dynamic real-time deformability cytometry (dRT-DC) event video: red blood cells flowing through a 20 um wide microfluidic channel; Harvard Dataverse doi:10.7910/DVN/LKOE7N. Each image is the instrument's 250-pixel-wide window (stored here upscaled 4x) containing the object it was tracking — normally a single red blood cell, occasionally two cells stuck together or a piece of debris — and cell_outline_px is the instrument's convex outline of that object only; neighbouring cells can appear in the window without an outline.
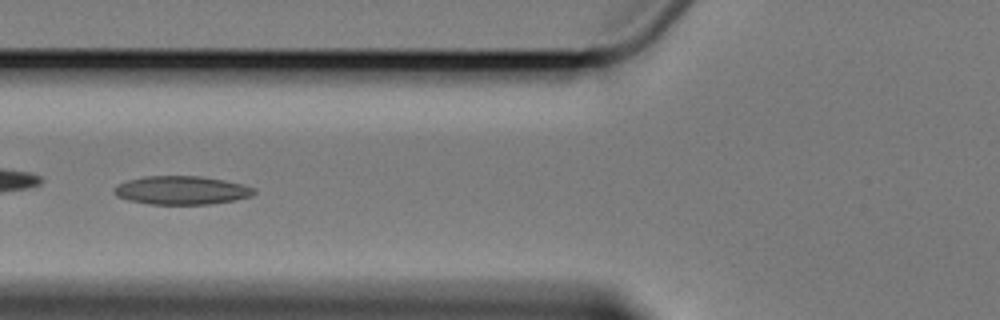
{"species": "Egyptian fruit bat (a non-hibernating species)", "species_latin": "Rousettus aegyptiacus", "temperature_condition": "cold", "stored_images_in_passage": 12, "camera_frame_rate_fps": 3000, "um_per_image_px": 0.085, "animal": {"sex": "female"}, "frame": {"image": 1, "passage_image": 7, "time_ms": 8.0, "image_size_px": [1000, 320], "cell_outline_px": [[256, 192], [252, 196], [236, 200], [208, 204], [148, 204], [128, 200], [116, 196], [112, 192], [120, 184], [128, 180], [144, 176], [200, 176], [244, 184], [256, 188]], "centroid_in_image_um": [15.47, 16.18], "position_along_channel_um": 110.3, "area_um2": 23.24}}
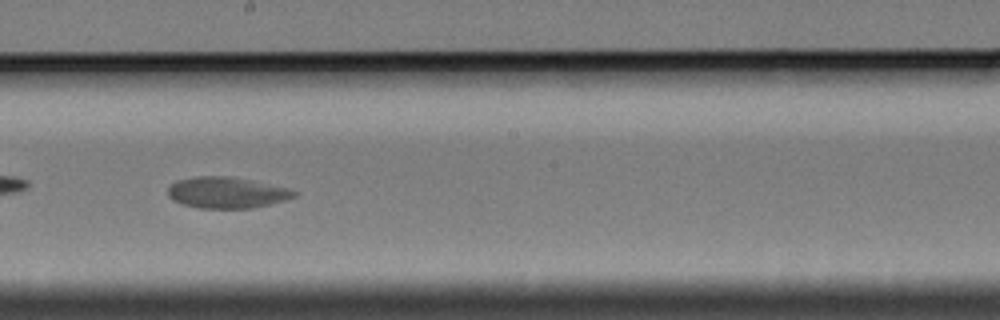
{"frame": {"image": 2, "passage_image": 10, "time_ms": 11.667, "image_size_px": [1000, 320], "cell_outline_px": [[300, 192], [296, 196], [284, 200], [252, 208], [200, 208], [180, 204], [172, 200], [168, 196], [168, 188], [176, 180], [196, 176], [228, 176], [292, 188]], "centroid_in_image_um": [19.27, 16.37], "position_along_channel_um": 228.9, "area_um2": 23.06}}
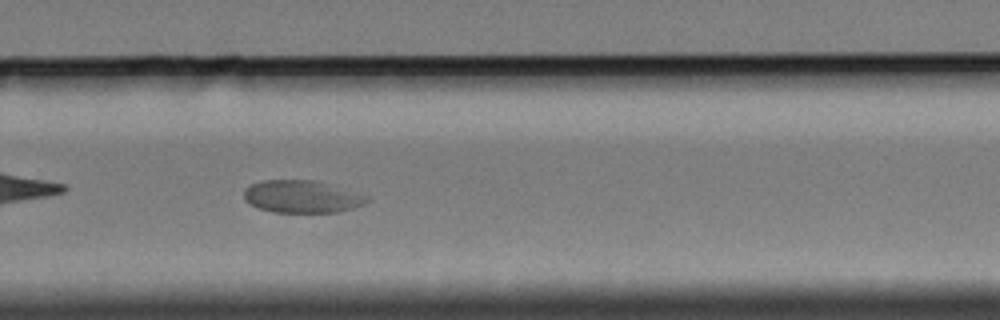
{"frame": {"image": 3, "passage_image": 12, "time_ms": 14.0, "image_size_px": [1000, 320], "cell_outline_px": [[372, 200], [364, 204], [352, 208], [336, 212], [272, 212], [256, 208], [248, 204], [244, 200], [244, 188], [260, 180], [312, 180], [368, 196]], "centroid_in_image_um": [25.59, 16.72], "position_along_channel_um": 304.2, "area_um2": 23.18}}